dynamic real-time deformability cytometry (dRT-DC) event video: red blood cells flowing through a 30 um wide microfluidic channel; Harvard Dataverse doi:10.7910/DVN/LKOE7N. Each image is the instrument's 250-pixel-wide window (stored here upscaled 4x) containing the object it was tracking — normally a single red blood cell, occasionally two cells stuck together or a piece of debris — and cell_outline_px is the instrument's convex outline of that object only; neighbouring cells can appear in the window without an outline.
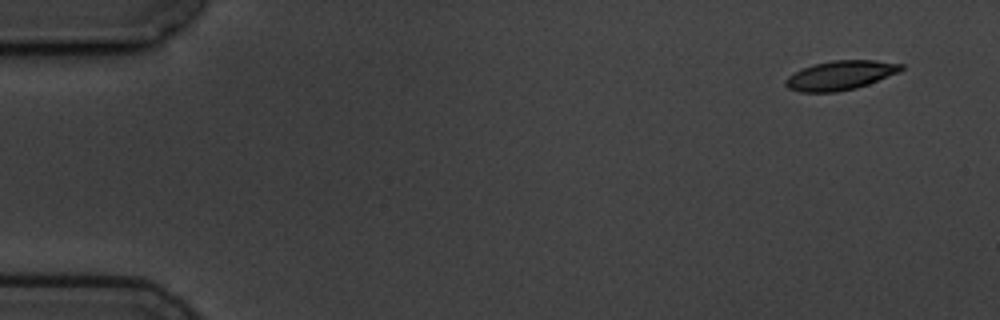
{"species": "common noctule bat (a hibernating species)", "species_latin": "Nyctalus noctula", "temperature_condition": "cold", "stored_images_in_passage": 6, "camera_frame_rate_fps": 3000, "um_per_image_px": 0.085, "animal": {"sex": "male", "body_mass_g": 19.5, "forearm_length_mm": 54.6}, "frame": {"image": 1, "passage_image": 1, "time_ms": 0.0, "image_size_px": [1000, 320], "cell_outline_px": [[904, 68], [900, 72], [868, 84], [856, 88], [836, 92], [800, 92], [788, 88], [784, 84], [784, 80], [788, 76], [812, 64], [832, 60], [876, 60], [904, 64]], "centroid_in_image_um": [71.45, 6.4], "position_along_channel_um": 13.6, "area_um2": 19.77}}
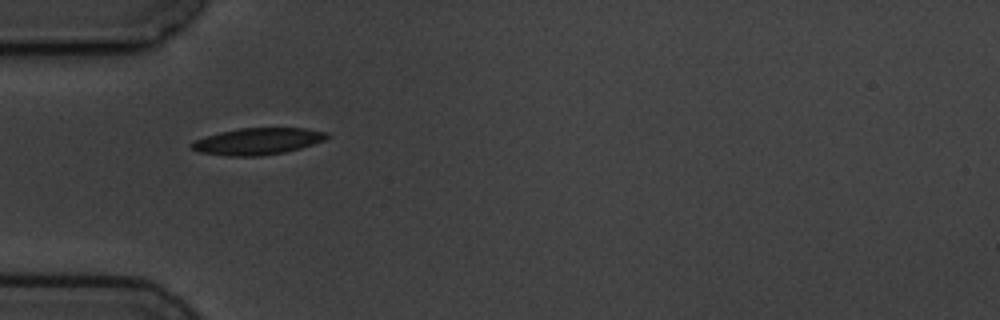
{"frame": {"image": 2, "passage_image": 5, "time_ms": 4.667, "image_size_px": [1000, 320], "cell_outline_px": [[328, 136], [324, 140], [300, 148], [284, 152], [260, 156], [228, 156], [200, 152], [188, 148], [188, 144], [192, 140], [204, 136], [220, 132], [240, 128], [308, 128], [328, 132]], "centroid_in_image_um": [21.83, 12.01], "position_along_channel_um": 63.2, "area_um2": 21.21}}
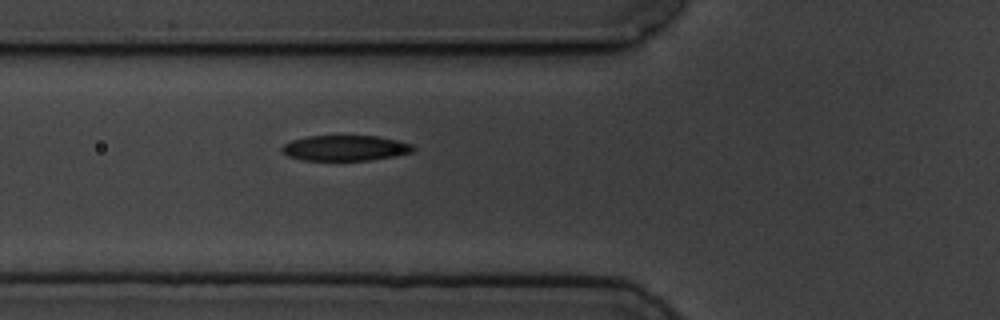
{"frame": {"image": 3, "passage_image": 6, "time_ms": 5.667, "image_size_px": [1000, 320], "cell_outline_px": [[416, 148], [412, 152], [372, 160], [304, 160], [288, 156], [280, 152], [280, 148], [284, 144], [292, 140], [308, 136], [376, 136], [400, 140], [412, 144]], "centroid_in_image_um": [29.34, 12.58], "position_along_channel_um": 96.5, "area_um2": 19.54}}